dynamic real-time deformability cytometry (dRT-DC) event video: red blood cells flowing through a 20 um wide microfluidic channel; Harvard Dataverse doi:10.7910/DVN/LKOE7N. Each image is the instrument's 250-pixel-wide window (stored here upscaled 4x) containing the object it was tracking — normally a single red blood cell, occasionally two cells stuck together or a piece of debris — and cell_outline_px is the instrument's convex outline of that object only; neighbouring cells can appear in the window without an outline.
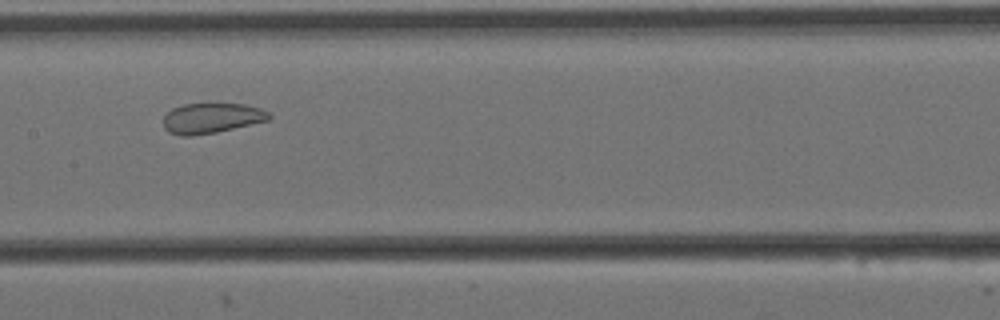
{"species": "Egyptian fruit bat (a non-hibernating species)", "species_latin": "Rousettus aegyptiacus", "temperature_condition": "cold", "stored_images_in_passage": 12, "camera_frame_rate_fps": 3000, "um_per_image_px": 0.085, "animal": {"sex": "female"}, "frame": {"image": 1, "passage_image": 4, "time_ms": 1.0, "image_size_px": [1000, 320], "cell_outline_px": [[272, 116], [268, 120], [216, 132], [192, 136], [180, 136], [168, 132], [164, 128], [164, 116], [172, 108], [184, 104], [244, 104], [260, 108], [268, 112]], "centroid_in_image_um": [17.95, 10.05], "position_along_channel_um": 189.4, "area_um2": 18.5}}
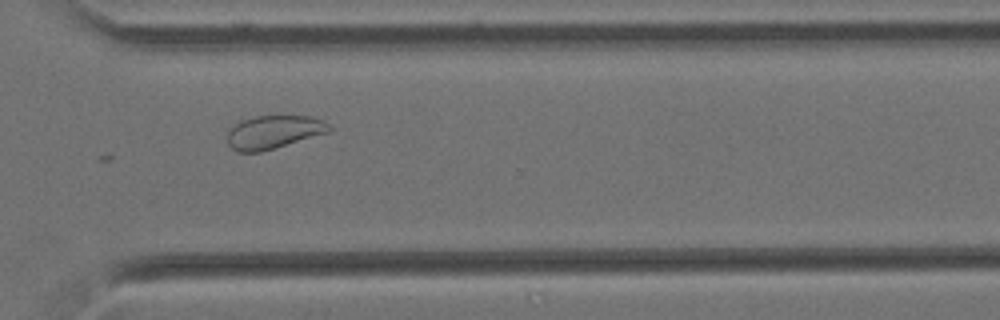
{"frame": {"image": 2, "passage_image": 8, "time_ms": 2.333, "image_size_px": [1000, 320], "cell_outline_px": [[332, 128], [328, 132], [260, 152], [240, 152], [232, 148], [228, 144], [228, 132], [240, 120], [256, 116], [312, 116], [324, 120]], "centroid_in_image_um": [23.26, 11.21], "position_along_channel_um": 347.3, "area_um2": 19.48}}
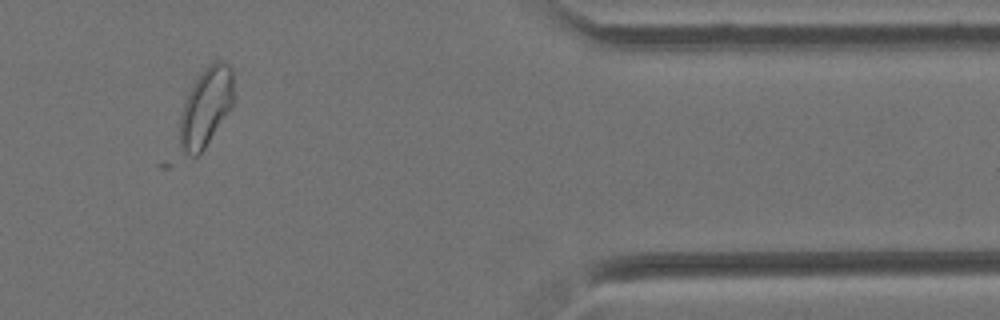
{"frame": {"image": 3, "passage_image": 10, "time_ms": 3.0, "image_size_px": [1000, 320], "cell_outline_px": [[232, 104], [204, 148], [196, 156], [192, 156], [184, 152], [180, 148], [180, 116], [188, 92], [204, 68], [216, 60], [224, 60], [232, 68]], "centroid_in_image_um": [17.48, 9.07], "position_along_channel_um": 393.9, "area_um2": 24.04}}